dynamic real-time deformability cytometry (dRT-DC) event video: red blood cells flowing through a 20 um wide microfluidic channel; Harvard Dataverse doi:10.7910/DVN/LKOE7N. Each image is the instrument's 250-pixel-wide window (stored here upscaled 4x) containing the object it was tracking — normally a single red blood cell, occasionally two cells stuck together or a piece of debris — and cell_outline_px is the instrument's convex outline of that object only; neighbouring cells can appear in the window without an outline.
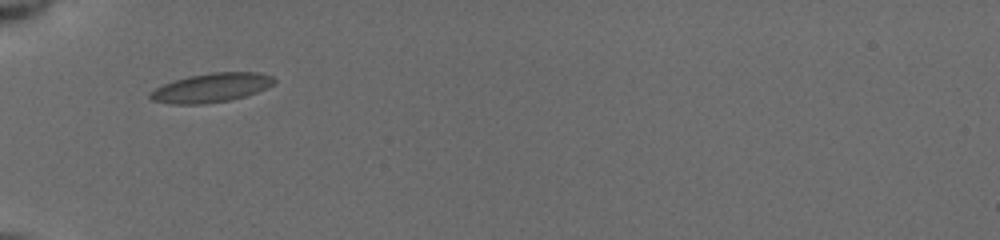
{"species": "common noctule bat (a hibernating species)", "species_latin": "Nyctalus noctula", "temperature_condition": "cold", "stored_images_in_passage": 14, "camera_frame_rate_fps": 3000, "um_per_image_px": 0.085, "animal": {"sex": "female", "body_mass_g": 19.5, "forearm_length_mm": 54.1}, "frame": {"image": 1, "passage_image": 1, "time_ms": 0.0, "image_size_px": [1000, 240], "cell_outline_px": [[276, 80], [272, 84], [256, 92], [244, 96], [228, 100], [204, 104], [172, 104], [152, 100], [148, 96], [156, 88], [172, 80], [188, 76], [212, 72], [260, 72], [272, 76]], "centroid_in_image_um": [17.94, 7.45], "position_along_channel_um": 67.1, "area_um2": 20.81}}
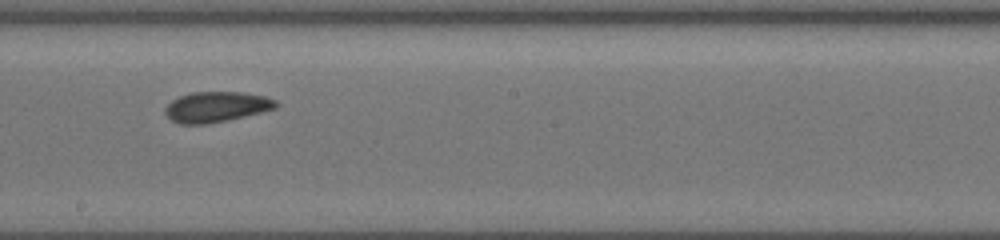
{"frame": {"image": 2, "passage_image": 8, "time_ms": 4.333, "image_size_px": [1000, 240], "cell_outline_px": [[280, 104], [276, 108], [228, 120], [204, 124], [180, 124], [172, 120], [164, 112], [164, 108], [172, 100], [180, 96], [192, 92], [244, 92], [264, 96], [276, 100]], "centroid_in_image_um": [18.39, 9.08], "position_along_channel_um": 229.8, "area_um2": 19.59}}
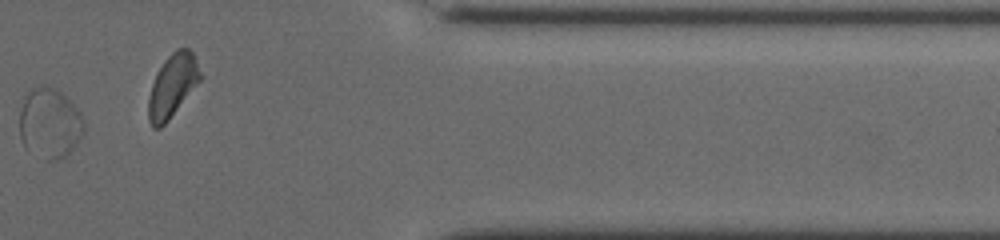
{"frame": {"image": 3, "passage_image": 12, "time_ms": 9.0, "image_size_px": [1000, 240], "cell_outline_px": [[84, 132], [76, 144], [60, 160], [48, 160], [24, 144], [20, 136], [20, 112], [24, 96], [32, 88], [56, 88], [80, 112], [84, 124]], "centroid_in_image_um": [4.23, 10.47], "position_along_channel_um": 407.2, "area_um2": 25.49}, "authors_computed_cell_mechanics": {"area_um2": 19.0451, "velocity_mm_per_s": 3.8929, "shape_relaxation_time_tau1_ms": 7.9156, "shape_relaxation_time_tau2_ms": 1.7911, "deformation_change_tau1": 0.2822, "deformation_change_tau2": 0.075}}